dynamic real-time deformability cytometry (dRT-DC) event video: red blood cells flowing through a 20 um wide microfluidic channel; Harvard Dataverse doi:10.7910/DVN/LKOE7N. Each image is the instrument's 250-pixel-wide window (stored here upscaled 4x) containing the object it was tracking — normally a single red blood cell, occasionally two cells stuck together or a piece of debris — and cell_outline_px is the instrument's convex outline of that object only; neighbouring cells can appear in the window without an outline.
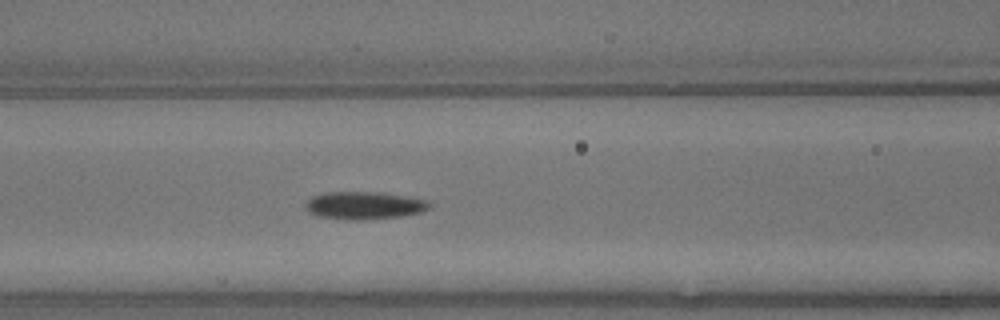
{"species": "common noctule bat (a hibernating species)", "species_latin": "Nyctalus noctula", "temperature_condition": "warm", "stored_images_in_passage": 9, "segment_of_instrument_passage": [1, 2], "camera_frame_rate_fps": 3000, "um_per_image_px": 0.085, "animal": {"sex": "male", "body_mass_g": 13.3}, "frame": {"image": 1, "passage_image": 8, "time_ms": 2.333, "image_size_px": [1000, 320], "cell_outline_px": [[432, 204], [428, 208], [420, 212], [400, 216], [360, 220], [344, 220], [316, 216], [308, 212], [304, 208], [304, 204], [312, 196], [324, 192], [384, 192], [432, 200]], "centroid_in_image_um": [30.94, 17.45], "position_along_channel_um": 135.7, "area_um2": 20.4}}